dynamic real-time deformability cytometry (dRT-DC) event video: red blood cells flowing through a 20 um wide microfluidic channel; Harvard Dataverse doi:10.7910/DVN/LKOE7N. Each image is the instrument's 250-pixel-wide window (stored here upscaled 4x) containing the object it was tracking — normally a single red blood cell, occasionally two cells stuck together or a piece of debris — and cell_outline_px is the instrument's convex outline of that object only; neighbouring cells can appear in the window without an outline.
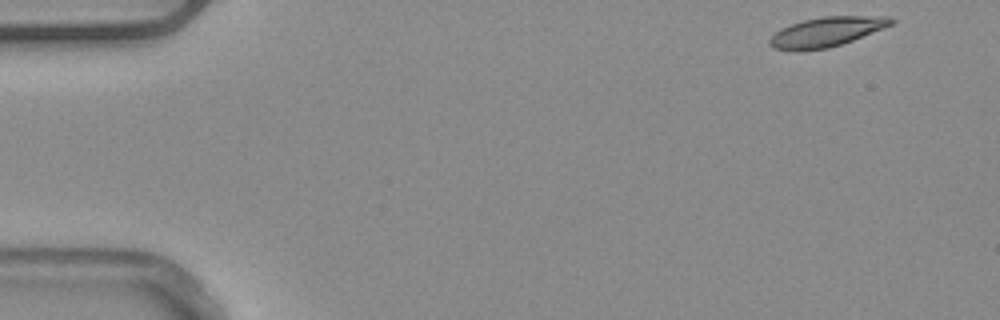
{"species": "common noctule bat (a hibernating species)", "species_latin": "Nyctalus noctula", "temperature_condition": "warm", "stored_images_in_passage": 50, "camera_frame_rate_fps": 3000, "um_per_image_px": 0.085, "animal": {"sex": "male", "body_mass_g": 20.4}, "frame": {"image": 1, "passage_image": 1, "time_ms": 0.0, "image_size_px": [1000, 320], "cell_outline_px": [[896, 20], [892, 24], [852, 40], [828, 48], [772, 48], [768, 44], [768, 40], [780, 28], [804, 20], [824, 16], [892, 16]], "centroid_in_image_um": [70.3, 2.66], "position_along_channel_um": 14.7, "area_um2": 20.17}}
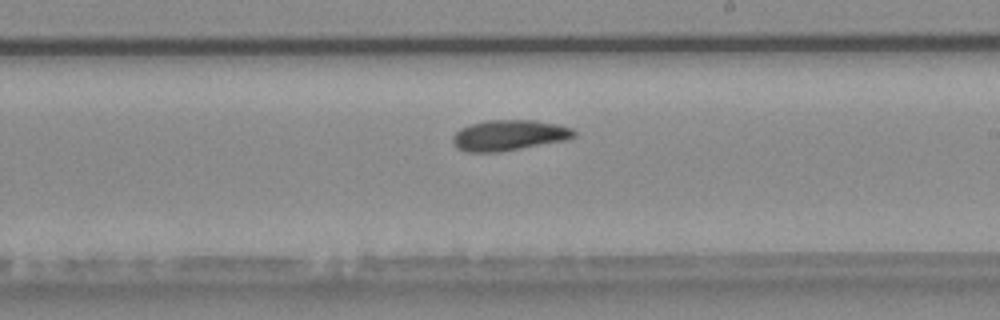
{"frame": {"image": 2, "passage_image": 28, "time_ms": 9.0, "image_size_px": [1000, 320], "cell_outline_px": [[576, 136], [564, 140], [500, 152], [468, 152], [456, 148], [452, 140], [452, 136], [460, 128], [472, 124], [488, 120], [536, 120], [556, 124], [572, 128], [576, 132]], "centroid_in_image_um": [43.24, 11.5], "position_along_channel_um": 245.8, "area_um2": 21.56}}
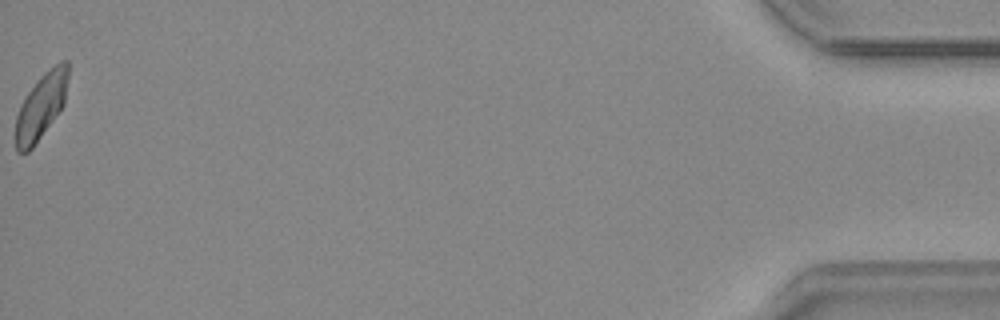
{"frame": {"image": 3, "passage_image": 50, "time_ms": 16.333, "image_size_px": [1000, 320], "cell_outline_px": [[68, 76], [64, 104], [32, 148], [28, 152], [16, 152], [16, 116], [20, 104], [28, 92], [40, 76], [44, 72], [60, 60], [68, 60]], "centroid_in_image_um": [3.49, 8.99], "position_along_channel_um": 431.7, "area_um2": 19.88}, "authors_computed_cell_mechanics": {"area_um2": 21.2704, "velocity_mm_per_s": 3.8831, "shape_relaxation_time_tau1_ms": 6.2377, "shape_relaxation_time_tau2_ms": null, "deformation_change_tau1": 0.1204, "deformation_change_tau2": null}}